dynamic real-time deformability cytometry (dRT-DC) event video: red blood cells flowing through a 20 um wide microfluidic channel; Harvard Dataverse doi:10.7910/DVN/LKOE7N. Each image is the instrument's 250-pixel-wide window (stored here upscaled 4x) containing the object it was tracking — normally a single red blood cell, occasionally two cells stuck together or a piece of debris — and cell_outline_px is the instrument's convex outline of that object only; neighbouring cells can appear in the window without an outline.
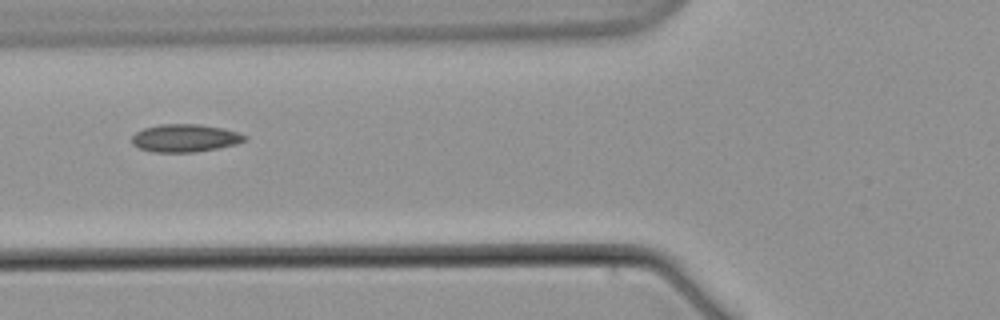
{"species": "common noctule bat (a hibernating species)", "species_latin": "Nyctalus noctula", "temperature_condition": "warm", "stored_images_in_passage": 9, "camera_frame_rate_fps": 3000, "um_per_image_px": 0.085, "animal": {"sex": "male", "body_mass_g": 21.5, "forearm_length_mm": 52.0}, "frame": {"image": 1, "passage_image": 7, "time_ms": 8.333, "image_size_px": [1000, 320], "cell_outline_px": [[248, 140], [236, 144], [196, 152], [152, 152], [140, 148], [132, 144], [132, 136], [136, 132], [144, 128], [160, 124], [200, 124], [224, 128], [248, 136]], "centroid_in_image_um": [15.74, 11.73], "position_along_channel_um": 110.1, "area_um2": 18.32}}
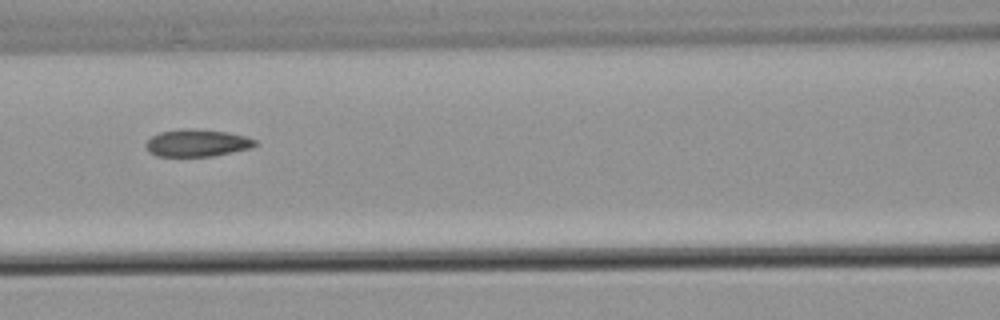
{"frame": {"image": 2, "passage_image": 8, "time_ms": 9.667, "image_size_px": [1000, 320], "cell_outline_px": [[260, 144], [252, 148], [212, 156], [156, 156], [148, 152], [144, 144], [152, 136], [160, 132], [180, 128], [192, 128], [224, 132], [244, 136], [256, 140]], "centroid_in_image_um": [16.74, 12.15], "position_along_channel_um": 149.9, "area_um2": 17.46}}